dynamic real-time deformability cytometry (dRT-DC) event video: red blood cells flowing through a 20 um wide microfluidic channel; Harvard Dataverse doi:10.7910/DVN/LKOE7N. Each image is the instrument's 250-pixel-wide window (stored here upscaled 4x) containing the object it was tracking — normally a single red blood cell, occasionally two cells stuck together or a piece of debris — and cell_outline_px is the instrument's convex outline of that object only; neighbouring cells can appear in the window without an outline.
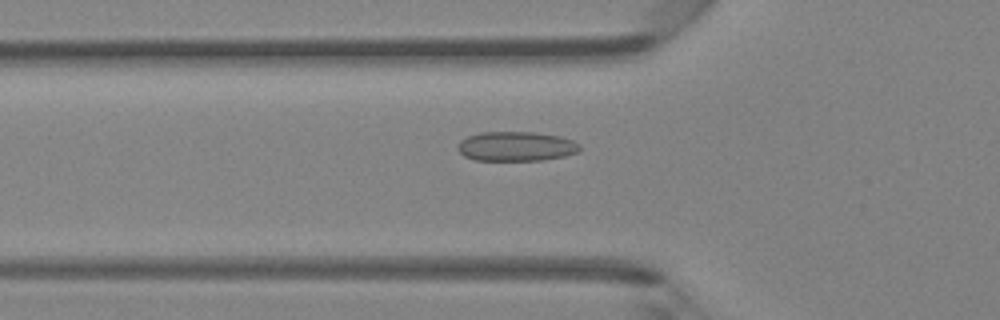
{"species": "Egyptian fruit bat (a non-hibernating species)", "species_latin": "Rousettus aegyptiacus", "temperature_condition": "room temperature", "stored_images_in_passage": 47, "camera_frame_rate_fps": 3000, "um_per_image_px": 0.085, "animal": {"sex": "female"}, "frame": {"image": 1, "passage_image": 16, "time_ms": 5.0, "image_size_px": [1000, 320], "cell_outline_px": [[580, 148], [576, 152], [564, 156], [540, 160], [476, 160], [464, 156], [456, 148], [460, 140], [468, 136], [480, 132], [532, 132], [560, 136], [572, 140], [580, 144]], "centroid_in_image_um": [43.84, 12.43], "position_along_channel_um": 82.0, "area_um2": 20.92}}
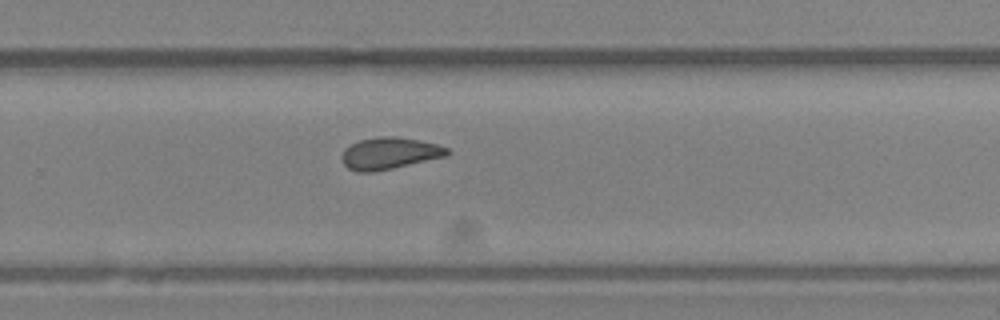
{"frame": {"image": 2, "passage_image": 31, "time_ms": 10.0, "image_size_px": [1000, 320], "cell_outline_px": [[452, 152], [448, 156], [392, 168], [372, 172], [356, 172], [348, 168], [344, 164], [340, 156], [344, 148], [360, 140], [380, 136], [396, 136], [420, 140], [436, 144], [448, 148]], "centroid_in_image_um": [33.11, 13.03], "position_along_channel_um": 296.7, "area_um2": 19.65}}
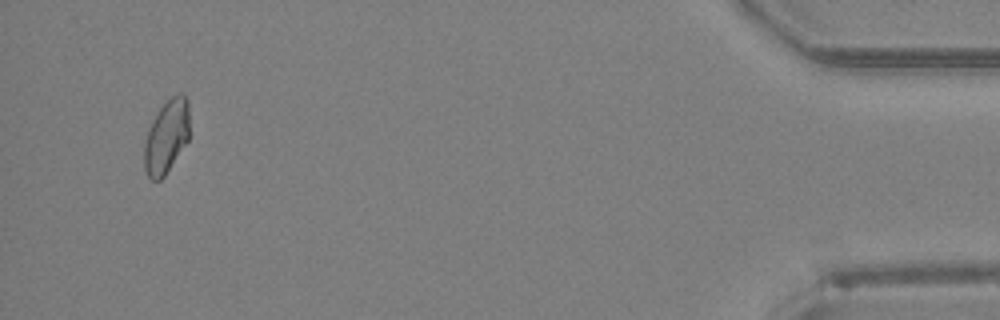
{"frame": {"image": 3, "passage_image": 45, "time_ms": 14.667, "image_size_px": [1000, 320], "cell_outline_px": [[188, 140], [164, 176], [160, 180], [152, 180], [148, 176], [144, 168], [144, 144], [148, 128], [152, 120], [160, 108], [172, 96], [180, 92], [188, 100]], "centroid_in_image_um": [14.13, 11.61], "position_along_channel_um": 421.1, "area_um2": 19.13}, "authors_computed_cell_mechanics": {"area_um2": 19.652, "velocity_mm_per_s": 4.2997, "shape_relaxation_time_tau1_ms": null, "shape_relaxation_time_tau2_ms": 2.0021, "deformation_change_tau1": null, "deformation_change_tau2": 0.0704}}